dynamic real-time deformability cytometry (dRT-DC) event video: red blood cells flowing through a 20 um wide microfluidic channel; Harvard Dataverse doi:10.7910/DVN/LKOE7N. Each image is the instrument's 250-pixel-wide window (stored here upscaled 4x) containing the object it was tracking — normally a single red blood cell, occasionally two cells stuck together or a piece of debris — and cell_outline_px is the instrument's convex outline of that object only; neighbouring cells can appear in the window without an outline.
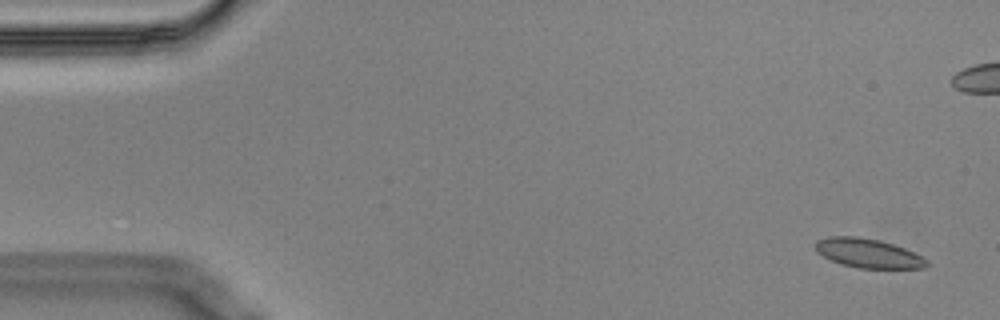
{"species": "Egyptian fruit bat (a non-hibernating species)", "species_latin": "Rousettus aegyptiacus", "temperature_condition": "cold", "stored_images_in_passage": 3, "camera_frame_rate_fps": 3000, "um_per_image_px": 0.085, "animal": {"sex": "male"}, "frame": {"image": 1, "passage_image": 1, "time_ms": 0.0, "image_size_px": [1000, 320], "cell_outline_px": [[932, 264], [924, 268], [860, 268], [840, 264], [816, 252], [816, 240], [828, 236], [856, 236], [876, 240], [892, 244], [904, 248], [928, 260]], "centroid_in_image_um": [73.79, 21.53], "position_along_channel_um": 11.2, "area_um2": 18.79}}